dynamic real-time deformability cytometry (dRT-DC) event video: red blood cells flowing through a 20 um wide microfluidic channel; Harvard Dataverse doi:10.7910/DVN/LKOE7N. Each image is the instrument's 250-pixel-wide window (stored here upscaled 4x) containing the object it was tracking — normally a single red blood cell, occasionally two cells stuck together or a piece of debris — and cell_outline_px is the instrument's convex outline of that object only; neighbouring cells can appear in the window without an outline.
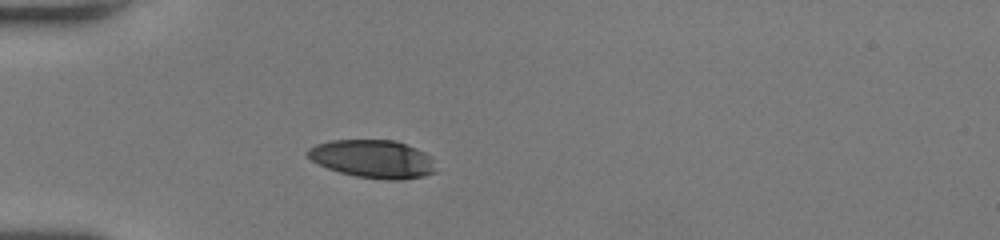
{"species": "human", "species_latin": "Homo sapiens", "temperature_condition": "room temperature", "stored_images_in_passage": 37, "camera_frame_rate_fps": 3000, "um_per_image_px": 0.085, "donor": {"sex": "female"}, "frame": {"image": 1, "passage_image": 1, "time_ms": 0.0, "image_size_px": [1000, 240], "cell_outline_px": [[436, 172], [424, 176], [404, 180], [388, 180], [356, 176], [340, 172], [328, 168], [312, 160], [304, 152], [308, 148], [316, 144], [332, 140], [396, 140], [416, 148], [432, 156]], "centroid_in_image_um": [31.72, 13.51], "position_along_channel_um": 53.3, "area_um2": 28.55}}
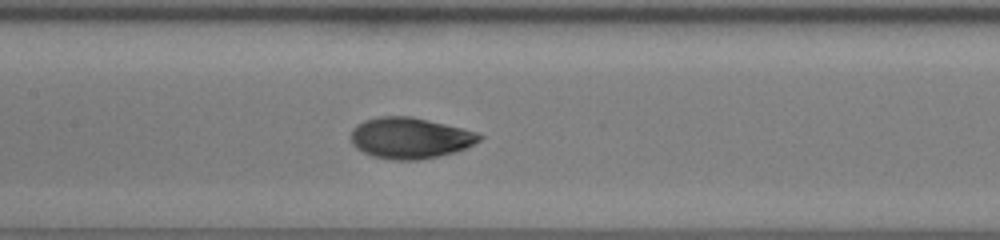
{"frame": {"image": 2, "passage_image": 11, "time_ms": 3.333, "image_size_px": [1000, 240], "cell_outline_px": [[484, 136], [480, 140], [456, 152], [420, 160], [392, 160], [372, 156], [356, 148], [352, 144], [352, 128], [356, 124], [364, 120], [380, 116], [412, 116], [476, 132]], "centroid_in_image_um": [34.82, 11.73], "position_along_channel_um": 172.6, "area_um2": 30.63}}
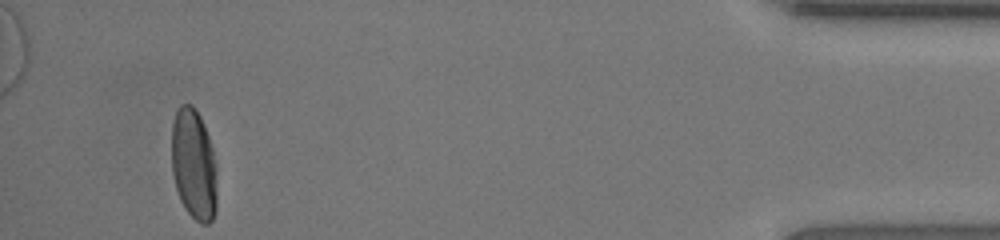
{"frame": {"image": 3, "passage_image": 34, "time_ms": 11.0, "image_size_px": [1000, 240], "cell_outline_px": [[216, 212], [212, 220], [208, 224], [200, 224], [184, 208], [180, 200], [176, 188], [172, 172], [172, 124], [176, 108], [180, 104], [192, 104], [200, 116], [208, 136], [212, 148], [216, 164]], "centroid_in_image_um": [16.46, 13.99], "position_along_channel_um": 418.7, "area_um2": 29.59}, "authors_computed_cell_mechanics": {"area_um2": 30.2294, "velocity_mm_per_s": 4.0791, "shape_relaxation_time_tau1_ms": 4.2301, "shape_relaxation_time_tau2_ms": 0.7279, "deformation_change_tau1": 0.2036, "deformation_change_tau2": 0.0439}}